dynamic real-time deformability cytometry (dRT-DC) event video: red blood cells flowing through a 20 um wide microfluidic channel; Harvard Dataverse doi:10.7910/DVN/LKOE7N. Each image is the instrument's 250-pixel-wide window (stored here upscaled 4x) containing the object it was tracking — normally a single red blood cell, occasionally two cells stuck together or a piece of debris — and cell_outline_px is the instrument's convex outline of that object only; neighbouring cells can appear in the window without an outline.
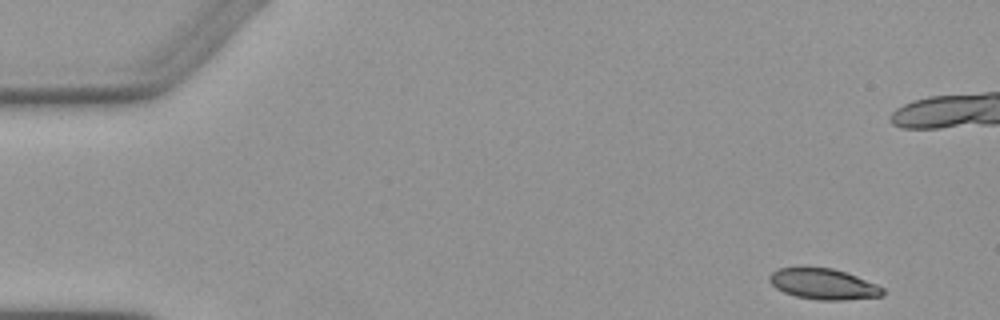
{"species": "Egyptian fruit bat (a non-hibernating species)", "species_latin": "Rousettus aegyptiacus", "temperature_condition": "warm", "stored_images_in_passage": 5, "camera_frame_rate_fps": 3000, "um_per_image_px": 0.085, "animal": {"sex": "female"}, "frame": {"image": 1, "passage_image": 1, "time_ms": 0.0, "image_size_px": [1000, 320], "cell_outline_px": [[884, 296], [844, 300], [820, 300], [796, 296], [784, 292], [776, 288], [768, 280], [768, 276], [776, 268], [832, 268], [856, 276], [876, 284], [884, 288]], "centroid_in_image_um": [69.99, 24.15], "position_along_channel_um": 15.0, "area_um2": 20.17}}